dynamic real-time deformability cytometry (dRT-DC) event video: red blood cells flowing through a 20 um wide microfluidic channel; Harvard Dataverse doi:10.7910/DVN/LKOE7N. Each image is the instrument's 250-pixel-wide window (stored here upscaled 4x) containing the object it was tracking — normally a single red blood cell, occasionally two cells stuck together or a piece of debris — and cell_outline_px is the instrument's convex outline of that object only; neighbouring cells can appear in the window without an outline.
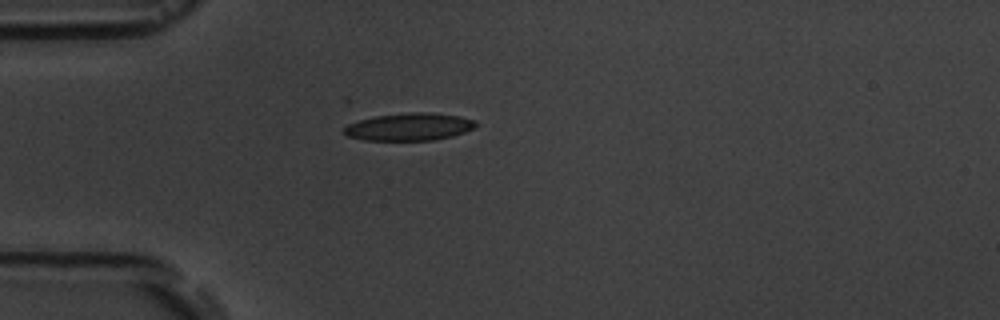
{"species": "common noctule bat (a hibernating species)", "species_latin": "Nyctalus noctula", "temperature_condition": "room temperature", "stored_images_in_passage": 1, "camera_frame_rate_fps": 3000, "um_per_image_px": 0.085, "animal": {"sex": "male", "body_mass_g": 19.5, "forearm_length_mm": 54.6}, "frame": {"image": 1, "passage_image": 1, "time_ms": 0.0, "image_size_px": [1000, 320], "cell_outline_px": [[476, 124], [472, 128], [464, 132], [452, 136], [432, 140], [364, 140], [348, 136], [340, 132], [348, 124], [372, 116], [408, 112], [432, 112], [460, 116], [476, 120]], "centroid_in_image_um": [34.75, 10.77], "position_along_channel_um": 50.2, "area_um2": 21.21}}